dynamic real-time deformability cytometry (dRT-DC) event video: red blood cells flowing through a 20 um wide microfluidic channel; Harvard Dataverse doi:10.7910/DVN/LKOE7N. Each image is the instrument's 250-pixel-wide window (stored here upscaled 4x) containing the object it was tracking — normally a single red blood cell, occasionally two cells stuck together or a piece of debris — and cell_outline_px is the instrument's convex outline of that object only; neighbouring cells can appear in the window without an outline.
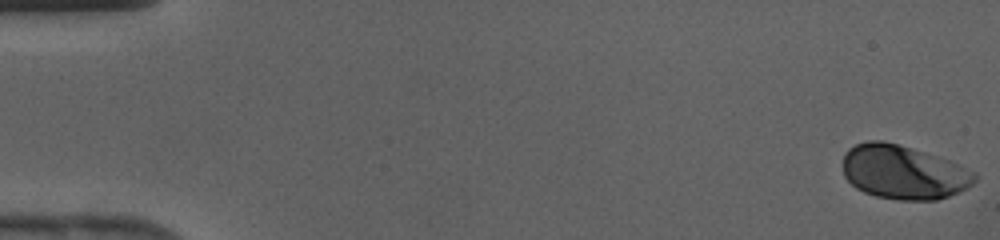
{"species": "human", "species_latin": "Homo sapiens", "temperature_condition": "cold", "stored_images_in_passage": 40, "camera_frame_rate_fps": 3000, "um_per_image_px": 0.085, "donor": {"sex": "female"}, "frame": {"image": 1, "passage_image": 1, "time_ms": 0.0, "image_size_px": [1000, 240], "cell_outline_px": [[980, 176], [972, 184], [960, 192], [936, 200], [900, 200], [876, 196], [864, 192], [856, 188], [844, 176], [844, 152], [848, 148], [856, 144], [868, 140], [884, 140], [924, 152], [948, 160], [976, 172]], "centroid_in_image_um": [76.8, 14.64], "position_along_channel_um": 8.2, "area_um2": 41.5}}
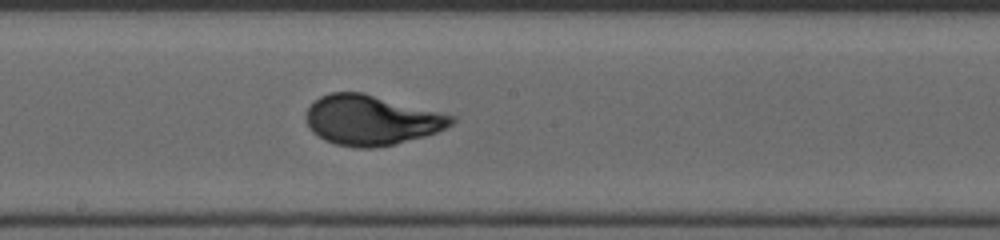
{"frame": {"image": 2, "passage_image": 24, "time_ms": 7.667, "image_size_px": [1000, 240], "cell_outline_px": [[456, 120], [448, 128], [424, 136], [396, 144], [376, 148], [360, 148], [336, 144], [324, 140], [312, 132], [308, 128], [304, 116], [308, 108], [320, 96], [332, 92], [360, 92], [456, 116]], "centroid_in_image_um": [31.55, 10.22], "position_along_channel_um": 216.6, "area_um2": 42.31}}
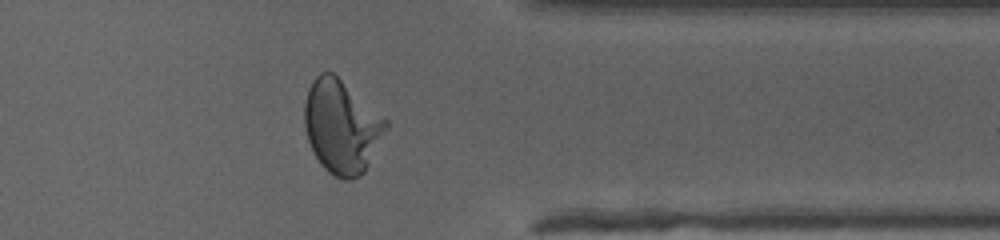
{"frame": {"image": 3, "passage_image": 35, "time_ms": 11.333, "image_size_px": [1000, 240], "cell_outline_px": [[388, 128], [364, 172], [360, 176], [352, 180], [344, 180], [332, 176], [320, 164], [308, 140], [304, 124], [304, 104], [308, 88], [312, 80], [320, 72], [332, 72], [388, 120]], "centroid_in_image_um": [29.03, 10.78], "position_along_channel_um": 382.4, "area_um2": 44.22}}